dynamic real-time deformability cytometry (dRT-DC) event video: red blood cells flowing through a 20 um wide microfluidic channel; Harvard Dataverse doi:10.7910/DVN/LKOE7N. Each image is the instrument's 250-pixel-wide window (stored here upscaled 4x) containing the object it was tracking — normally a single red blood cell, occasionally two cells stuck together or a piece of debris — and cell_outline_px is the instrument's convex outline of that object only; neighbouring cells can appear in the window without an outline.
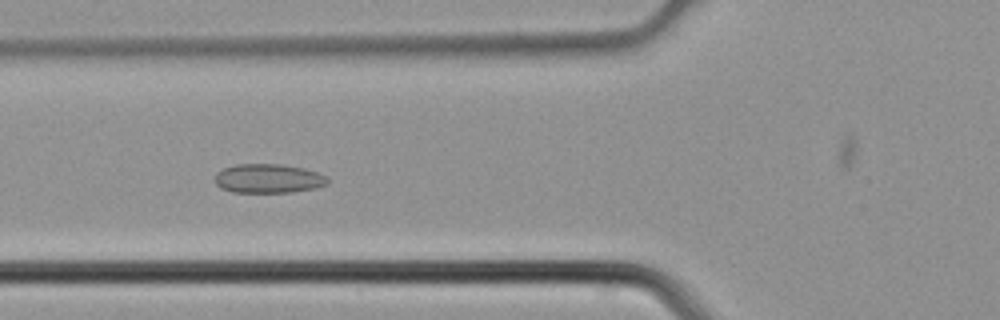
{"species": "common noctule bat (a hibernating species)", "species_latin": "Nyctalus noctula", "temperature_condition": "cold", "stored_images_in_passage": 7, "camera_frame_rate_fps": 3000, "um_per_image_px": 0.085, "animal": {"sex": "male", "body_mass_g": 21.5, "forearm_length_mm": 52.0}, "frame": {"image": 1, "passage_image": 7, "time_ms": 2.0, "image_size_px": [1000, 320], "cell_outline_px": [[328, 184], [316, 188], [292, 192], [232, 192], [220, 188], [216, 184], [216, 172], [224, 168], [236, 164], [280, 164], [304, 168], [328, 176]], "centroid_in_image_um": [22.82, 15.17], "position_along_channel_um": 103.0, "area_um2": 19.19}}